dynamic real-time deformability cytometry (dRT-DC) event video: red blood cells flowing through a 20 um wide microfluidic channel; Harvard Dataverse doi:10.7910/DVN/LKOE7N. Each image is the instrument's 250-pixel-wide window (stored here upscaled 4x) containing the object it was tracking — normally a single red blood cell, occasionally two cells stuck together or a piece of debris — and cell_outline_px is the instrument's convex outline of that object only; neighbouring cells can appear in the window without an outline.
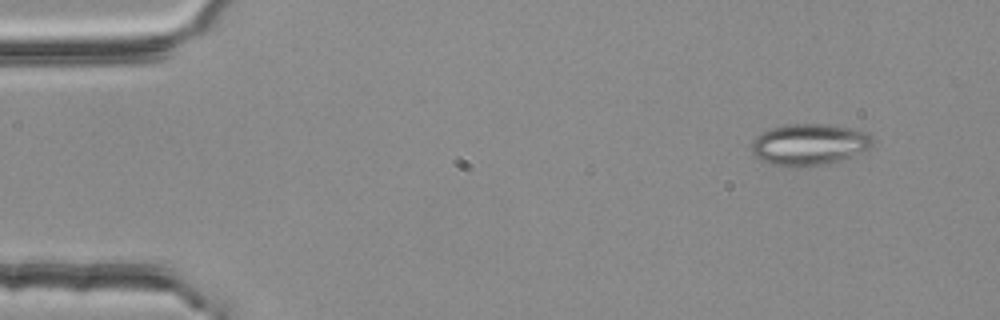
{"species": "common noctule bat (a hibernating species)", "species_latin": "Nyctalus noctula", "temperature_condition": "room temperature", "stored_images_in_passage": 5, "camera_frame_rate_fps": 3000, "um_per_image_px": 0.085, "animal": {"sex": "female", "body_mass_g": 25.1}, "frame": {"image": 1, "passage_image": 1, "time_ms": 0.0, "image_size_px": [1000, 320], "cell_outline_px": [[872, 144], [868, 148], [852, 156], [840, 160], [824, 164], [796, 168], [788, 168], [772, 164], [760, 160], [752, 152], [752, 140], [756, 136], [768, 128], [788, 124], [828, 124], [848, 128], [864, 132], [872, 136]], "centroid_in_image_um": [68.72, 12.29], "position_along_channel_um": 16.3, "area_um2": 29.3}}
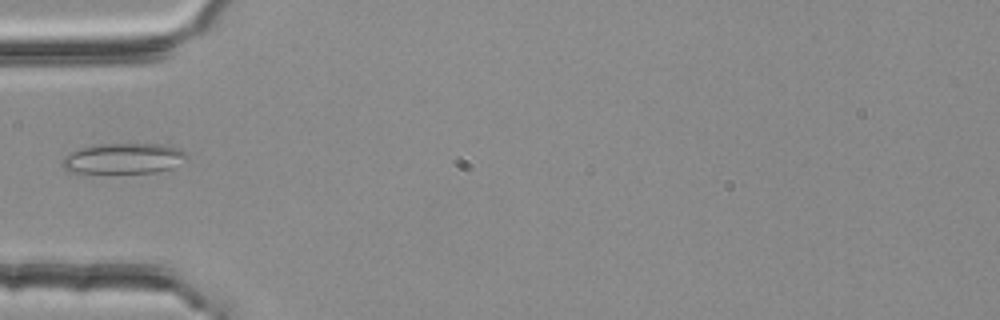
{"frame": {"image": 2, "passage_image": 4, "time_ms": 1.0, "image_size_px": [1000, 320], "cell_outline_px": [[188, 156], [172, 168], [156, 172], [68, 172], [60, 164], [64, 156], [72, 152], [96, 144], [164, 144], [180, 148], [188, 152]], "centroid_in_image_um": [10.53, 13.46], "position_along_channel_um": 74.5, "area_um2": 21.96}}
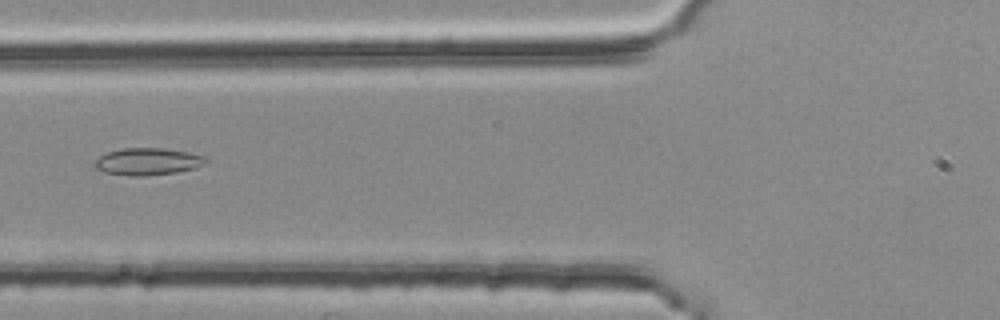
{"frame": {"image": 3, "passage_image": 5, "time_ms": 1.333, "image_size_px": [1000, 320], "cell_outline_px": [[208, 160], [204, 164], [196, 168], [176, 172], [140, 176], [132, 176], [104, 172], [96, 168], [92, 164], [100, 156], [108, 152], [124, 148], [164, 148], [188, 152], [204, 156]], "centroid_in_image_um": [12.56, 13.73], "position_along_channel_um": 113.2, "area_um2": 17.46}}